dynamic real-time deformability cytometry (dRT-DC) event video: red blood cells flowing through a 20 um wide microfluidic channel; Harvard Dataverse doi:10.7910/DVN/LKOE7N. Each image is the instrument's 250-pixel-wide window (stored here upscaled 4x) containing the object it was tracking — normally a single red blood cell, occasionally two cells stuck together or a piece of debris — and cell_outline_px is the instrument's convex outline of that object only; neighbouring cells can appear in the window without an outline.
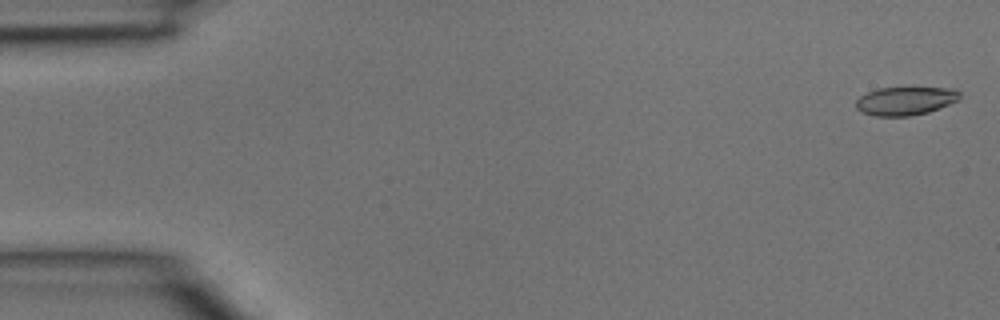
{"species": "common noctule bat (a hibernating species)", "species_latin": "Nyctalus noctula", "temperature_condition": "room temperature", "stored_images_in_passage": 4, "camera_frame_rate_fps": 3000, "um_per_image_px": 0.085, "animal": {"sex": "male", "body_mass_g": 15.6}, "frame": {"image": 1, "passage_image": 1, "time_ms": 0.0, "image_size_px": [1000, 320], "cell_outline_px": [[960, 100], [928, 112], [908, 116], [876, 116], [860, 112], [856, 108], [856, 100], [860, 96], [868, 92], [880, 88], [956, 88], [960, 92]], "centroid_in_image_um": [76.97, 8.58], "position_along_channel_um": 8.0, "area_um2": 17.17}}